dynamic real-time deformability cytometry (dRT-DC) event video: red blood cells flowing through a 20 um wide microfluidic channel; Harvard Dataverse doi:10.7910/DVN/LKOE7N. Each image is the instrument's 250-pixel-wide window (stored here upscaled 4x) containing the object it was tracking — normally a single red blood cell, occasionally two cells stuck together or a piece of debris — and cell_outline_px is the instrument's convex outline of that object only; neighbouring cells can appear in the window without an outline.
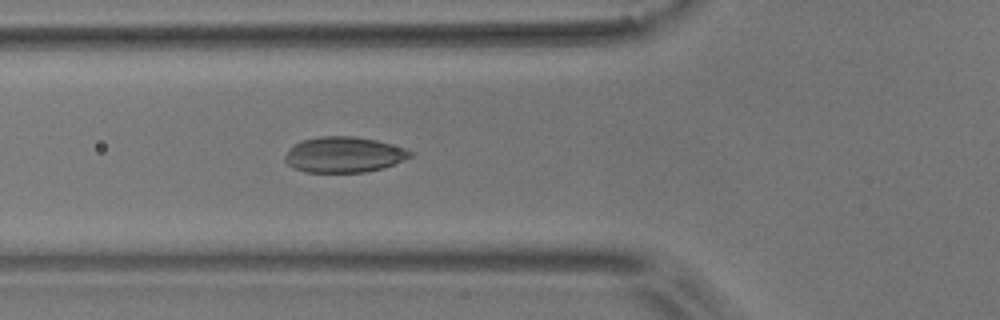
{"species": "common noctule bat (a hibernating species)", "species_latin": "Nyctalus noctula", "temperature_condition": "room temperature", "stored_images_in_passage": 2, "camera_frame_rate_fps": 3000, "um_per_image_px": 0.085, "animal": {"sex": "male", "body_mass_g": 17.9}, "frame": {"image": 1, "passage_image": 2, "time_ms": 1.0, "image_size_px": [1000, 320], "cell_outline_px": [[412, 156], [384, 168], [364, 172], [304, 172], [292, 168], [284, 160], [284, 156], [288, 148], [300, 140], [320, 136], [356, 136], [376, 140], [404, 148], [412, 152]], "centroid_in_image_um": [29.17, 13.14], "position_along_channel_um": 96.6, "area_um2": 26.18}}